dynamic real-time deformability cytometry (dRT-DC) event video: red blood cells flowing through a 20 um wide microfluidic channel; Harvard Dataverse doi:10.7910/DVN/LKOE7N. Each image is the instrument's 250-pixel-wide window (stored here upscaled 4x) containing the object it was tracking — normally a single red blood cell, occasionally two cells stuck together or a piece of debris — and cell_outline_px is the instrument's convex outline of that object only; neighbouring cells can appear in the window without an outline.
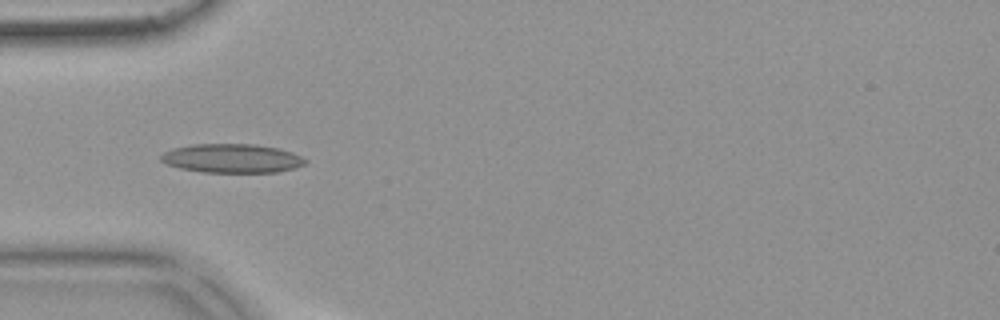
{"species": "common noctule bat (a hibernating species)", "species_latin": "Nyctalus noctula", "temperature_condition": "warm", "stored_images_in_passage": 46, "camera_frame_rate_fps": 3000, "um_per_image_px": 0.085, "animal": {"sex": "female", "body_mass_g": 18.4}, "frame": {"image": 1, "passage_image": 10, "time_ms": 3.0, "image_size_px": [1000, 320], "cell_outline_px": [[308, 160], [304, 164], [292, 168], [276, 172], [204, 172], [180, 168], [168, 164], [160, 160], [160, 156], [164, 152], [172, 148], [192, 144], [256, 144], [280, 148], [292, 152]], "centroid_in_image_um": [19.71, 13.45], "position_along_channel_um": 65.3, "area_um2": 24.28}}
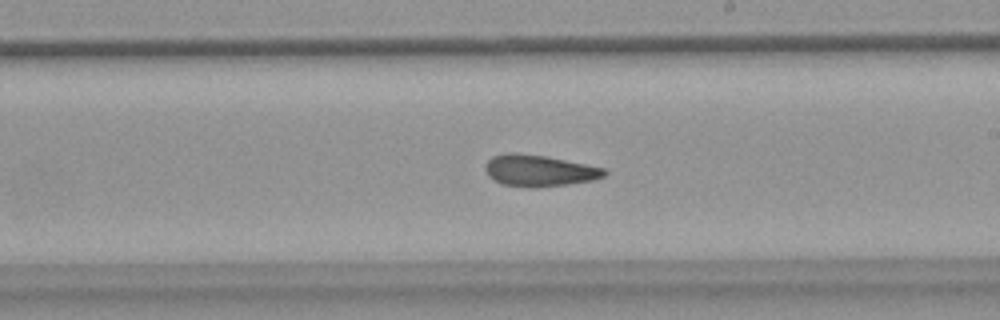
{"frame": {"image": 2, "passage_image": 24, "time_ms": 7.667, "image_size_px": [1000, 320], "cell_outline_px": [[608, 172], [604, 176], [592, 180], [568, 184], [536, 188], [532, 188], [500, 184], [488, 176], [484, 168], [484, 164], [492, 156], [508, 152], [516, 152], [544, 156], [604, 168]], "centroid_in_image_um": [45.76, 14.51], "position_along_channel_um": 243.2, "area_um2": 21.91}}
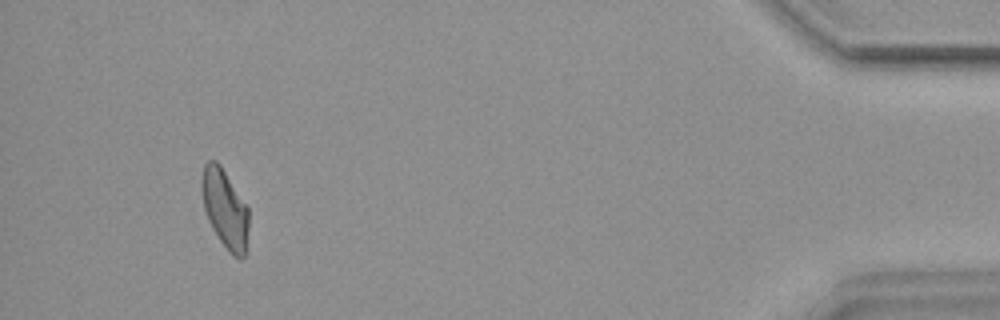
{"frame": {"image": 3, "passage_image": 43, "time_ms": 14.0, "image_size_px": [1000, 320], "cell_outline_px": [[248, 228], [244, 256], [240, 260], [232, 256], [220, 240], [212, 228], [208, 220], [204, 208], [200, 188], [200, 180], [204, 164], [208, 160], [216, 160], [220, 164], [248, 208]], "centroid_in_image_um": [19.09, 17.72], "position_along_channel_um": 416.1, "area_um2": 21.56}, "authors_computed_cell_mechanics": {"area_um2": 21.9062, "velocity_mm_per_s": 3.8267, "shape_relaxation_time_tau1_ms": null, "shape_relaxation_time_tau2_ms": 5.1353, "deformation_change_tau1": null, "deformation_change_tau2": 0.1449}}